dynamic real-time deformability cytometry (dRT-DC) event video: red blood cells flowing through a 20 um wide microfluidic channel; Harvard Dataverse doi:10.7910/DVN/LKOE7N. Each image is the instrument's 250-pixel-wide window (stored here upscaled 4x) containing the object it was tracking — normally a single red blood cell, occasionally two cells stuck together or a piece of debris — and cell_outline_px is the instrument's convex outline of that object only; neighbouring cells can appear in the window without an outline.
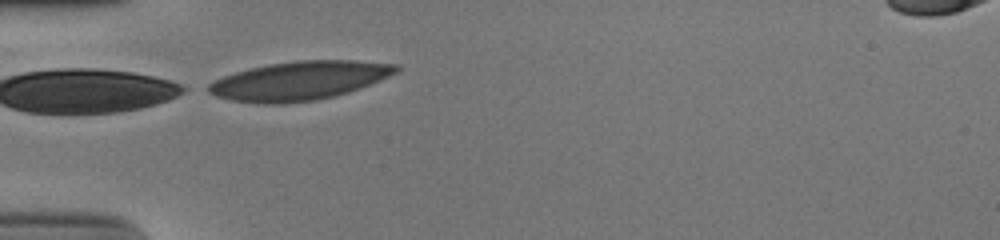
{"species": "human", "species_latin": "Homo sapiens", "temperature_condition": "cold", "stored_images_in_passage": 26, "camera_frame_rate_fps": 3000, "um_per_image_px": 0.085, "donor": {"sex": "male"}, "frame": {"image": 1, "passage_image": 1, "time_ms": 0.0, "image_size_px": [1000, 240], "cell_outline_px": [[400, 68], [396, 72], [380, 80], [348, 92], [316, 100], [284, 104], [256, 104], [232, 100], [216, 96], [200, 88], [224, 76], [236, 72], [252, 68], [272, 64], [296, 60], [352, 60], [400, 64]], "centroid_in_image_um": [25.41, 6.87], "position_along_channel_um": 59.6, "area_um2": 42.37}}
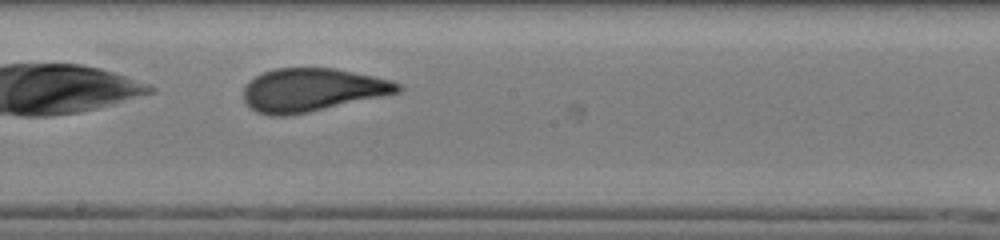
{"frame": {"image": 2, "passage_image": 14, "time_ms": 4.333, "image_size_px": [1000, 240], "cell_outline_px": [[404, 88], [400, 92], [308, 112], [288, 116], [272, 116], [256, 112], [244, 100], [244, 88], [256, 76], [264, 72], [276, 68], [332, 68], [392, 80], [400, 84]], "centroid_in_image_um": [26.53, 7.65], "position_along_channel_um": 221.7, "area_um2": 38.38}}
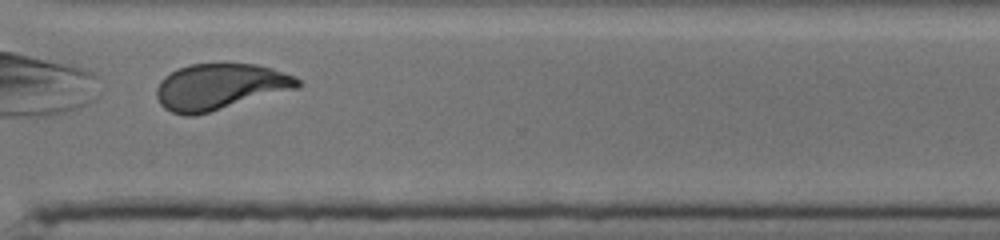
{"frame": {"image": 3, "passage_image": 24, "time_ms": 7.667, "image_size_px": [1000, 240], "cell_outline_px": [[300, 84], [296, 88], [208, 112], [192, 116], [184, 116], [172, 112], [164, 108], [160, 104], [156, 96], [156, 88], [160, 80], [164, 76], [180, 68], [192, 64], [256, 64], [272, 68], [292, 76], [300, 80]], "centroid_in_image_um": [18.63, 7.37], "position_along_channel_um": 352.0, "area_um2": 37.28}, "authors_computed_cell_mechanics": {"area_um2": 39.2751, "velocity_mm_per_s": 3.9073, "shape_relaxation_time_tau1_ms": 5.7898, "shape_relaxation_time_tau2_ms": null, "deformation_change_tau1": 0.199, "deformation_change_tau2": null}}